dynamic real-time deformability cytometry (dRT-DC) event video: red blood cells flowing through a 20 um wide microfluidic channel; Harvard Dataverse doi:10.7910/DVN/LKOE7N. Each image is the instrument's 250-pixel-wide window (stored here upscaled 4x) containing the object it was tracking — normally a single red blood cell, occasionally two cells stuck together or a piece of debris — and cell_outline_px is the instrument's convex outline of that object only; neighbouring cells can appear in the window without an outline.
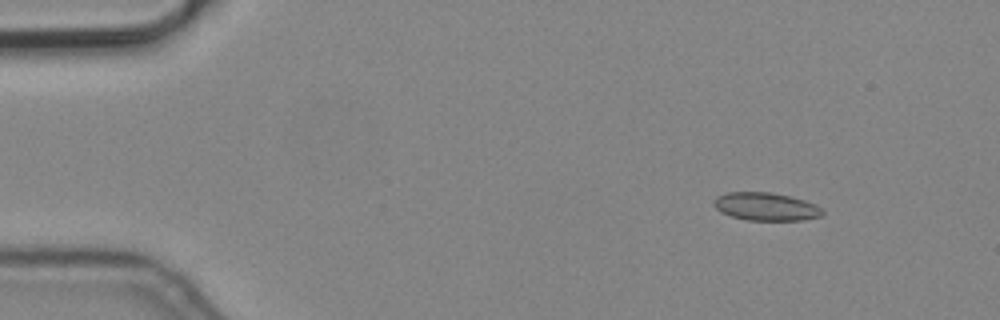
{"species": "common noctule bat (a hibernating species)", "species_latin": "Nyctalus noctula", "temperature_condition": "cold", "stored_images_in_passage": 6, "camera_frame_rate_fps": 3000, "um_per_image_px": 0.085, "animal": {"sex": "male", "body_mass_g": 19.2, "forearm_length_mm": 51.8}, "frame": {"image": 1, "passage_image": 2, "time_ms": 0.333, "image_size_px": [1000, 320], "cell_outline_px": [[824, 212], [820, 216], [804, 220], [748, 220], [732, 216], [720, 212], [712, 204], [712, 200], [716, 196], [728, 192], [772, 192], [804, 200], [816, 204]], "centroid_in_image_um": [65.06, 17.55], "position_along_channel_um": 19.9, "area_um2": 17.74}}
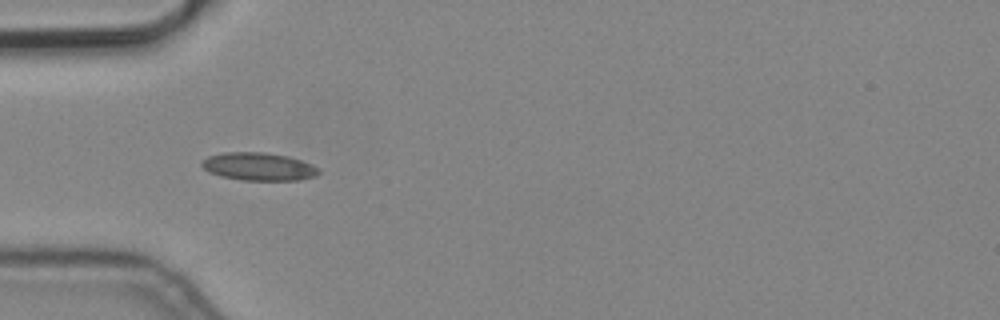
{"frame": {"image": 2, "passage_image": 5, "time_ms": 1.333, "image_size_px": [1000, 320], "cell_outline_px": [[320, 172], [316, 176], [300, 180], [240, 180], [220, 176], [208, 172], [200, 164], [200, 160], [208, 156], [224, 152], [264, 152], [288, 156], [300, 160], [316, 168]], "centroid_in_image_um": [21.92, 14.16], "position_along_channel_um": 63.1, "area_um2": 19.02}}
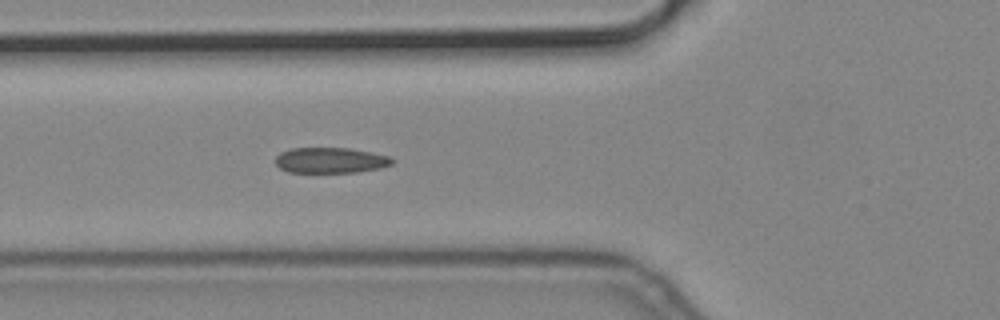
{"frame": {"image": 3, "passage_image": 6, "time_ms": 1.667, "image_size_px": [1000, 320], "cell_outline_px": [[392, 164], [380, 168], [356, 172], [288, 172], [280, 168], [276, 164], [276, 156], [280, 152], [292, 148], [348, 148], [372, 152], [388, 156], [392, 160]], "centroid_in_image_um": [28.07, 13.62], "position_along_channel_um": 97.7, "area_um2": 17.28}}